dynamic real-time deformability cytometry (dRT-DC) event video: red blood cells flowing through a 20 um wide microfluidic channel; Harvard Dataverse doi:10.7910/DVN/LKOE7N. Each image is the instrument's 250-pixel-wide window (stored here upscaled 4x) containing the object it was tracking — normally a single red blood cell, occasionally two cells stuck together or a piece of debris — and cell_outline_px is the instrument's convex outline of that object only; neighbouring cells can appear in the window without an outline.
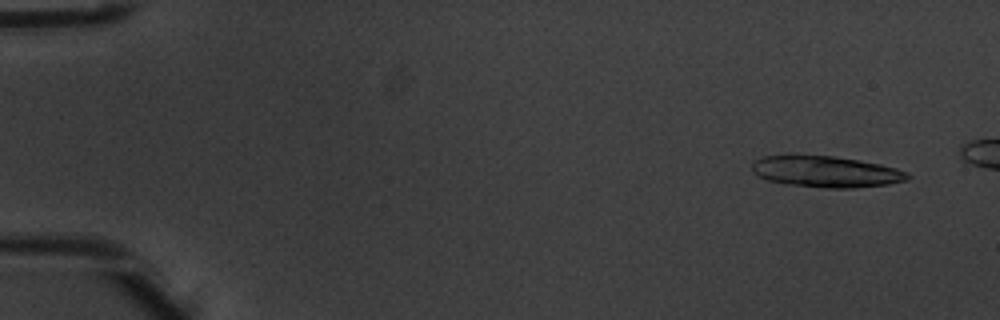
{"species": "common noctule bat (a hibernating species)", "species_latin": "Nyctalus noctula", "temperature_condition": "warm", "stored_images_in_passage": 4, "camera_frame_rate_fps": 3000, "um_per_image_px": 0.085, "animal": {"sex": "male", "body_mass_g": 20.1, "forearm_length_mm": 53.5}, "frame": {"image": 1, "passage_image": 2, "time_ms": 0.333, "image_size_px": [1000, 320], "cell_outline_px": [[912, 176], [908, 180], [888, 184], [856, 188], [824, 188], [784, 184], [768, 180], [752, 172], [752, 164], [756, 160], [764, 156], [784, 152], [792, 152], [832, 156], [880, 164], [896, 168], [908, 172]], "centroid_in_image_um": [70.15, 14.56], "position_along_channel_um": 14.9, "area_um2": 29.25}}